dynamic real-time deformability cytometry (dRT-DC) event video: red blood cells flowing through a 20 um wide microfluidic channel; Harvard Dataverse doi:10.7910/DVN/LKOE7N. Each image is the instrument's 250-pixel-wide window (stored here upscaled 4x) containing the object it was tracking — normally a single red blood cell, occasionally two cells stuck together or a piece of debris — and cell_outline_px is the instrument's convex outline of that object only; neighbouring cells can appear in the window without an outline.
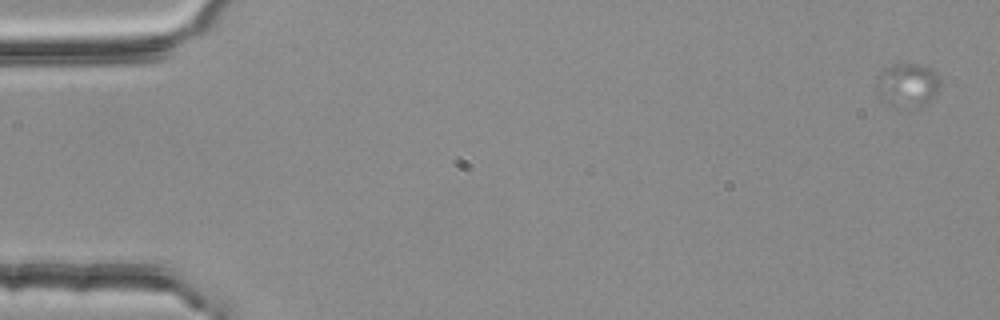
{"species": "common noctule bat (a hibernating species)", "species_latin": "Nyctalus noctula", "temperature_condition": "room temperature", "stored_images_in_passage": 4, "camera_frame_rate_fps": 3000, "um_per_image_px": 0.085, "animal": {"sex": "female", "body_mass_g": 25.1}, "frame": {"image": 1, "passage_image": 1, "time_ms": 0.0, "image_size_px": [1000, 320], "cell_outline_px": [[940, 88], [936, 96], [932, 100], [916, 108], [912, 108], [884, 100], [876, 96], [876, 76], [880, 68], [888, 64], [916, 64], [928, 68], [936, 72], [940, 80]], "centroid_in_image_um": [77.11, 7.19], "position_along_channel_um": 7.9, "area_um2": 16.53}}